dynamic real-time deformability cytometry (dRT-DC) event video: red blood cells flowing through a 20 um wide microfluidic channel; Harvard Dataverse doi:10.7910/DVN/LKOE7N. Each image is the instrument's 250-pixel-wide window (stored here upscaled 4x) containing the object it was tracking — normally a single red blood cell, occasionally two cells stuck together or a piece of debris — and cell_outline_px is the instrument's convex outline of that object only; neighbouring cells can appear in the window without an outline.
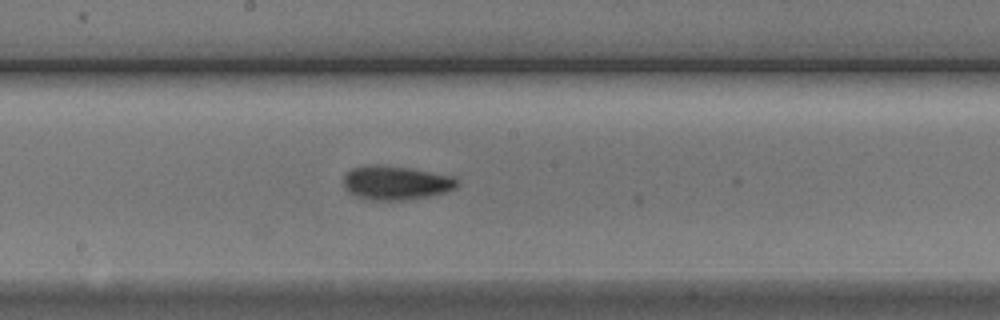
{"species": "Egyptian fruit bat (a non-hibernating species)", "species_latin": "Rousettus aegyptiacus", "temperature_condition": "cold", "stored_images_in_passage": 5, "camera_frame_rate_fps": 3000, "um_per_image_px": 0.085, "animal": {"sex": "male"}, "frame": {"image": 1, "passage_image": 5, "time_ms": 4.667, "image_size_px": [1000, 320], "cell_outline_px": [[460, 184], [456, 188], [448, 192], [428, 196], [404, 200], [364, 200], [348, 192], [344, 188], [344, 176], [352, 168], [364, 164], [380, 164], [412, 168], [452, 176]], "centroid_in_image_um": [33.63, 15.53], "position_along_channel_um": 214.6, "area_um2": 22.89}}